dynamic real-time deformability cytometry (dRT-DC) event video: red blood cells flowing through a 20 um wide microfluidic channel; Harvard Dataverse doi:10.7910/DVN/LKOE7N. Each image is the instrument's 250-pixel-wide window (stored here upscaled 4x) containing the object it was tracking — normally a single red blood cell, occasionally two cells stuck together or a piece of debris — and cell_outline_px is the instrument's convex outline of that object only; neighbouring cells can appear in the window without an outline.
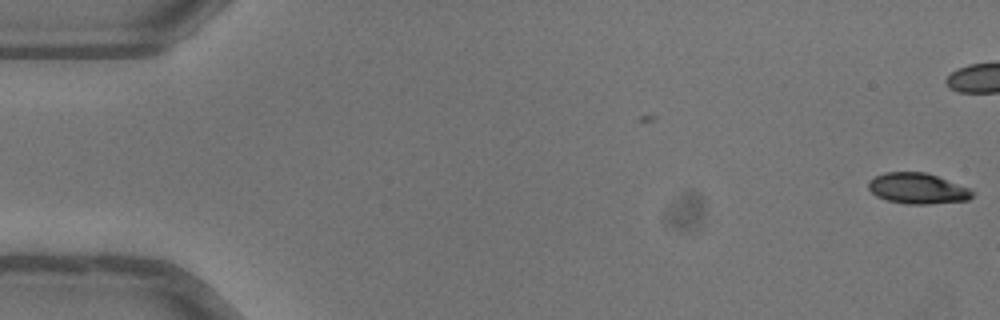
{"species": "common noctule bat (a hibernating species)", "species_latin": "Nyctalus noctula", "temperature_condition": "warm", "stored_images_in_passage": 2, "camera_frame_rate_fps": 3000, "um_per_image_px": 0.085, "animal": {"sex": "female"}, "frame": {"image": 1, "passage_image": 2, "time_ms": 0.333, "image_size_px": [1000, 320], "cell_outline_px": [[972, 196], [968, 200], [928, 204], [904, 204], [888, 200], [876, 196], [868, 188], [868, 180], [884, 172], [924, 172], [936, 176], [968, 188], [972, 192]], "centroid_in_image_um": [77.94, 16.02], "position_along_channel_um": 7.1, "area_um2": 18.38}}